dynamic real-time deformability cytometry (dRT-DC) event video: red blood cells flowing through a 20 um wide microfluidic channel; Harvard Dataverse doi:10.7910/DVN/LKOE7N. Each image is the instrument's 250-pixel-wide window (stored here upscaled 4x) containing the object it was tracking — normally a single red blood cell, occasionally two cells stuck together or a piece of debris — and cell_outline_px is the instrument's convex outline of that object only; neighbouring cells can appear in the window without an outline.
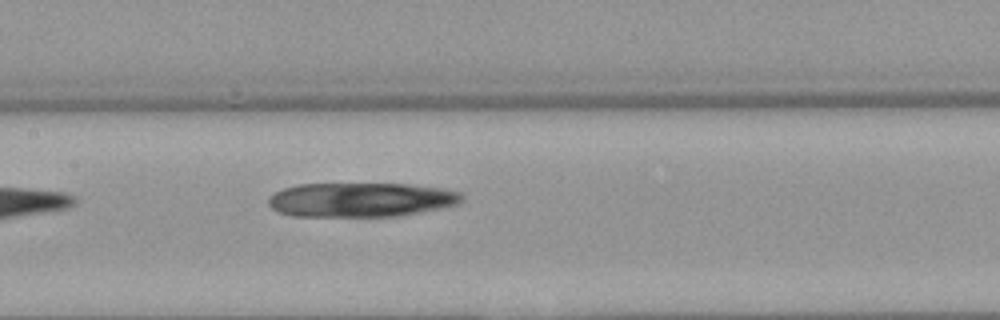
{"species": "Egyptian fruit bat (a non-hibernating species)", "species_latin": "Rousettus aegyptiacus", "temperature_condition": "warm", "stored_images_in_passage": 5, "camera_frame_rate_fps": 3000, "um_per_image_px": 0.085, "animal": {"sex": "female"}, "frame": {"image": 1, "passage_image": 5, "time_ms": 4.667, "image_size_px": [1000, 320], "cell_outline_px": [[464, 200], [456, 204], [440, 208], [396, 216], [292, 216], [280, 212], [272, 208], [268, 204], [268, 200], [276, 192], [284, 188], [300, 184], [408, 184], [444, 188], [460, 192], [464, 196]], "centroid_in_image_um": [30.71, 16.97], "position_along_channel_um": 176.7, "area_um2": 38.49}}